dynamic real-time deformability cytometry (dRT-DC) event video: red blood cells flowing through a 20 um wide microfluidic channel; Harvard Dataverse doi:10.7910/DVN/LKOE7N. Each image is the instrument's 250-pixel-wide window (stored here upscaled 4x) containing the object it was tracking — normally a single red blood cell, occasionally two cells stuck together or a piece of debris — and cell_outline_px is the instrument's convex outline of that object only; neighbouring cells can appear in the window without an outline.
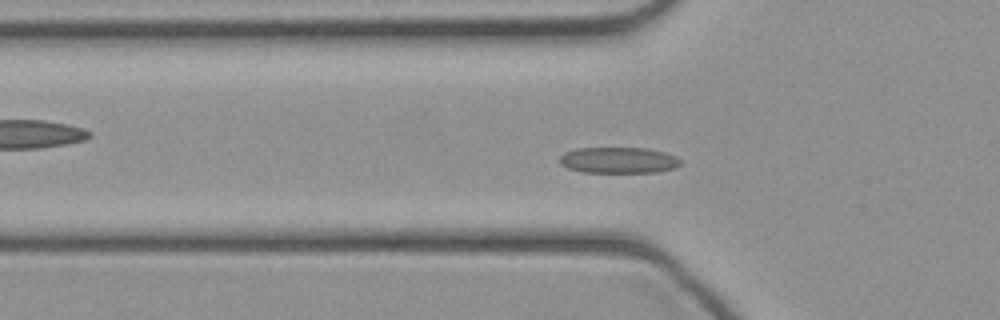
{"species": "common noctule bat (a hibernating species)", "species_latin": "Nyctalus noctula", "temperature_condition": "cold", "stored_images_in_passage": 38, "camera_frame_rate_fps": 3000, "um_per_image_px": 0.085, "animal": {"sex": "female", "body_mass_g": 21.9}, "frame": {"image": 1, "passage_image": 7, "time_ms": 2.0, "image_size_px": [1000, 320], "cell_outline_px": [[680, 164], [676, 168], [656, 172], [584, 172], [568, 168], [560, 164], [560, 156], [564, 152], [576, 148], [644, 148], [664, 152], [676, 156], [680, 160]], "centroid_in_image_um": [52.57, 13.61], "position_along_channel_um": 73.2, "area_um2": 18.32}}
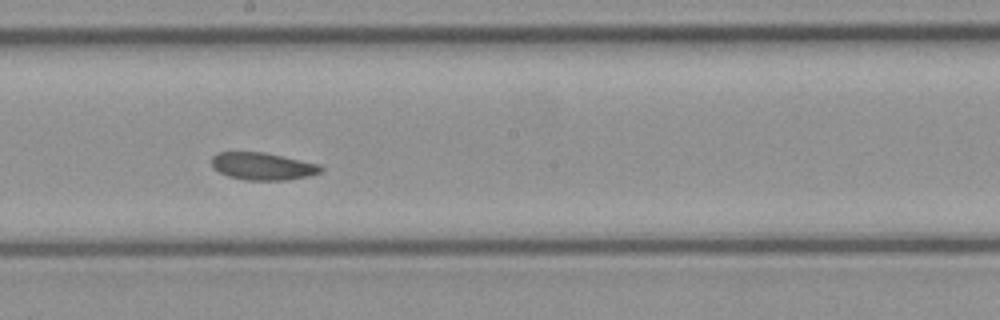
{"frame": {"image": 2, "passage_image": 17, "time_ms": 5.333, "image_size_px": [1000, 320], "cell_outline_px": [[324, 168], [320, 172], [308, 176], [288, 180], [244, 180], [228, 176], [220, 172], [212, 164], [212, 156], [216, 152], [264, 152], [320, 164]], "centroid_in_image_um": [22.34, 14.13], "position_along_channel_um": 225.9, "area_um2": 17.4}}
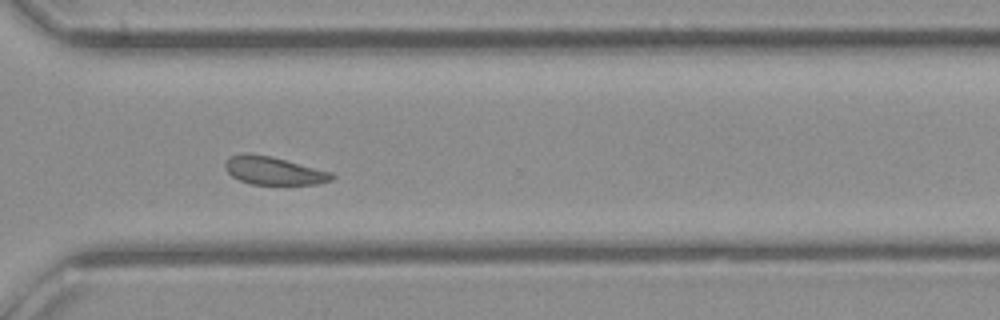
{"frame": {"image": 3, "passage_image": 25, "time_ms": 8.0, "image_size_px": [1000, 320], "cell_outline_px": [[336, 176], [332, 180], [316, 184], [252, 184], [240, 180], [232, 176], [224, 168], [224, 160], [228, 156], [244, 152], [248, 152], [272, 156], [332, 172]], "centroid_in_image_um": [23.22, 14.48], "position_along_channel_um": 347.4, "area_um2": 17.69}}